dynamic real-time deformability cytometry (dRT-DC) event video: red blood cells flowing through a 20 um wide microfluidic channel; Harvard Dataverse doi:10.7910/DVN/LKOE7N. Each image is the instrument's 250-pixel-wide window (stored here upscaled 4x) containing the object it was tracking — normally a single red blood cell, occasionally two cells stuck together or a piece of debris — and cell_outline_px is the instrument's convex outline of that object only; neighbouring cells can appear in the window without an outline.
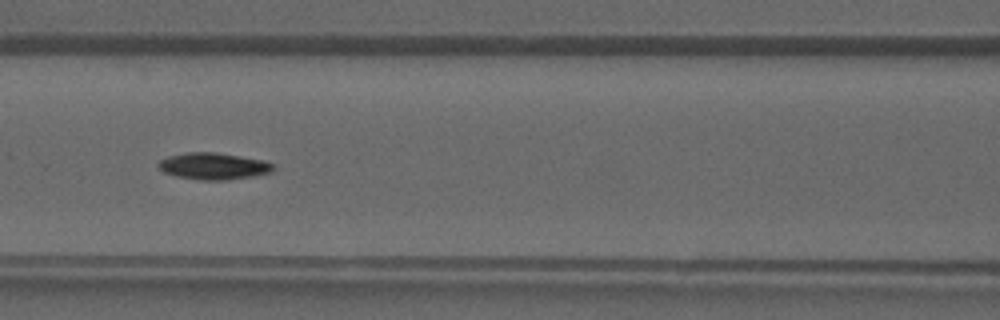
{"species": "common noctule bat (a hibernating species)", "species_latin": "Nyctalus noctula", "temperature_condition": "warm", "stored_images_in_passage": 42, "camera_frame_rate_fps": 3000, "um_per_image_px": 0.085, "animal": {"sex": "male", "forearm_length_mm": 52.5}, "frame": {"image": 1, "passage_image": 19, "time_ms": 6.0, "image_size_px": [1000, 320], "cell_outline_px": [[276, 168], [272, 172], [256, 176], [228, 180], [200, 180], [176, 176], [164, 172], [156, 164], [160, 160], [168, 156], [188, 152], [216, 152], [260, 160], [276, 164]], "centroid_in_image_um": [18.17, 14.13], "position_along_channel_um": 148.4, "area_um2": 17.98}}
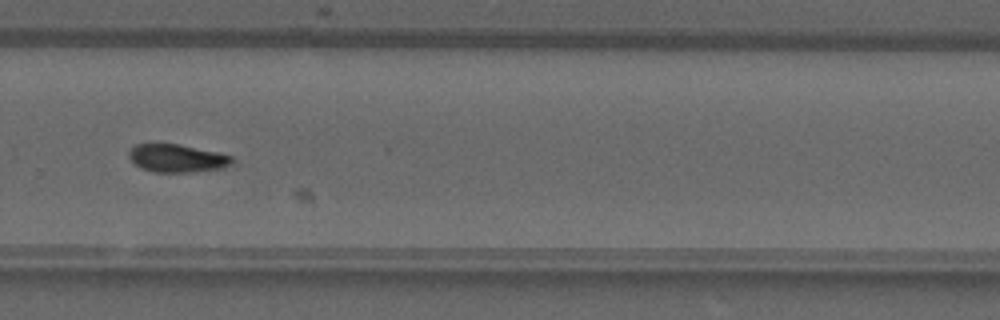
{"frame": {"image": 2, "passage_image": 29, "time_ms": 9.333, "image_size_px": [1000, 320], "cell_outline_px": [[232, 160], [228, 164], [220, 168], [196, 172], [156, 172], [140, 168], [128, 156], [128, 152], [136, 144], [180, 144], [216, 152], [232, 156]], "centroid_in_image_um": [15.01, 13.45], "position_along_channel_um": 314.8, "area_um2": 16.53}}
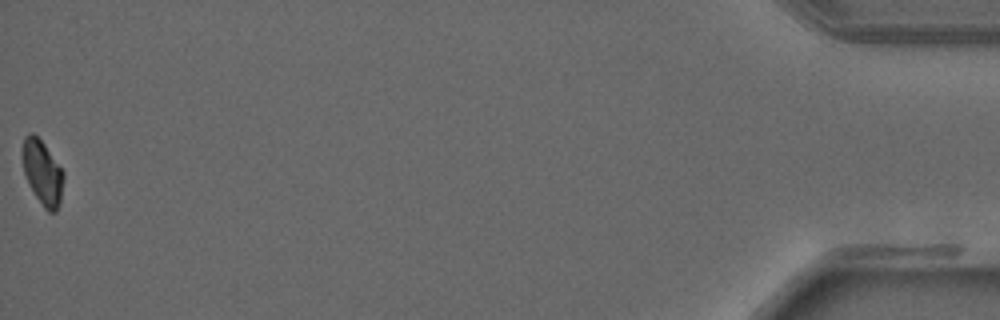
{"frame": {"image": 3, "passage_image": 42, "time_ms": 13.667, "image_size_px": [1000, 320], "cell_outline_px": [[64, 176], [60, 204], [56, 212], [48, 212], [44, 208], [36, 196], [24, 172], [20, 152], [24, 136], [28, 132], [32, 132], [44, 144], [64, 172]], "centroid_in_image_um": [3.59, 14.64], "position_along_channel_um": 431.6, "area_um2": 15.49}}